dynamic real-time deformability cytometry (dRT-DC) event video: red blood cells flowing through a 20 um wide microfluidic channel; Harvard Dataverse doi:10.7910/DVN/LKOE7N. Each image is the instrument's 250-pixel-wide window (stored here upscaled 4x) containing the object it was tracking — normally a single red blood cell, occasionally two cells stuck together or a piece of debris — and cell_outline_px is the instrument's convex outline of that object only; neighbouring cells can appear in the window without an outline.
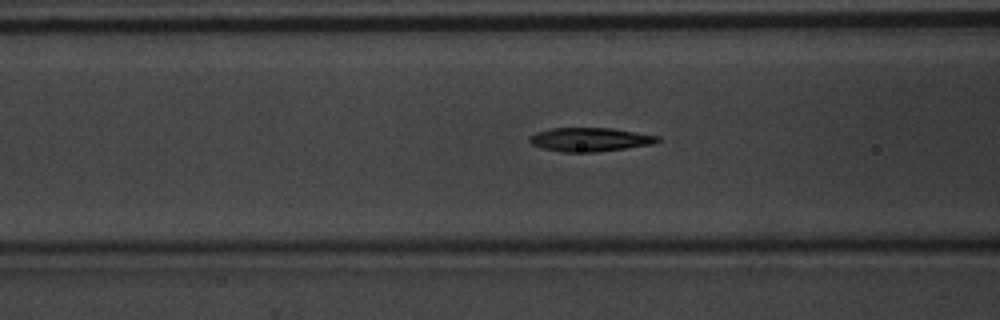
{"species": "common noctule bat (a hibernating species)", "species_latin": "Nyctalus noctula", "temperature_condition": "warm", "stored_images_in_passage": 37, "camera_frame_rate_fps": 3000, "um_per_image_px": 0.085, "animal": {"sex": "male", "body_mass_g": 20.1, "forearm_length_mm": 53.5}, "frame": {"image": 1, "passage_image": 6, "time_ms": 1.667, "image_size_px": [1000, 320], "cell_outline_px": [[660, 140], [652, 144], [596, 152], [564, 152], [540, 148], [532, 144], [528, 140], [528, 136], [536, 132], [552, 128], [612, 128], [660, 136]], "centroid_in_image_um": [50.1, 11.85], "position_along_channel_um": 116.5, "area_um2": 17.74}}
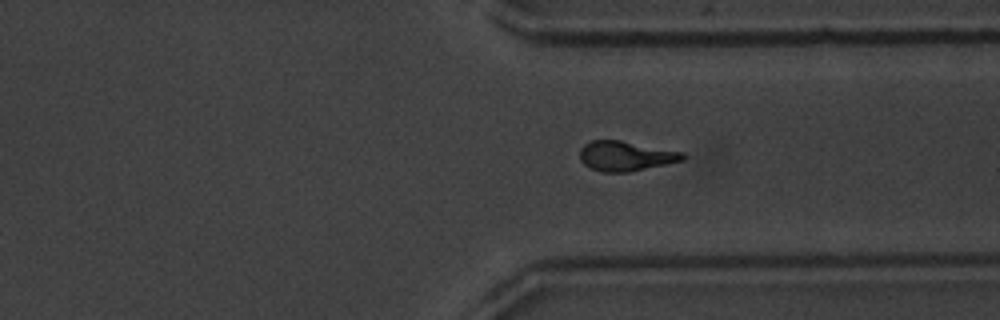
{"frame": {"image": 2, "passage_image": 25, "time_ms": 8.0, "image_size_px": [1000, 320], "cell_outline_px": [[684, 160], [628, 172], [604, 172], [592, 168], [584, 164], [580, 160], [580, 148], [584, 144], [592, 140], [620, 140], [684, 152]], "centroid_in_image_um": [53.16, 13.25], "position_along_channel_um": 358.2, "area_um2": 17.74}}
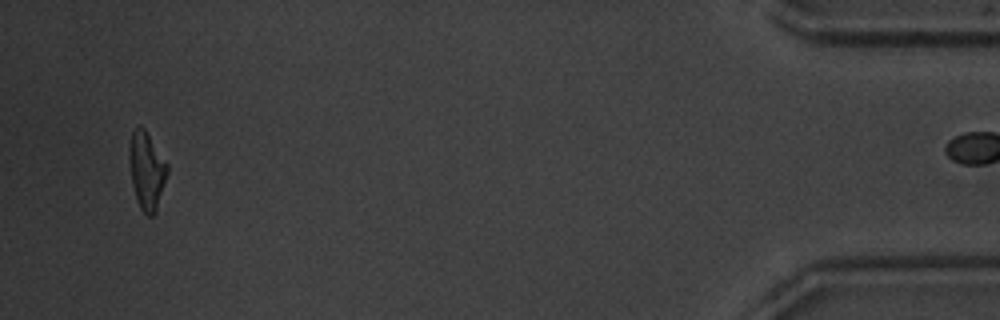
{"frame": {"image": 3, "passage_image": 36, "time_ms": 11.667, "image_size_px": [1000, 320], "cell_outline_px": [[168, 172], [156, 212], [152, 216], [148, 216], [140, 208], [136, 200], [132, 184], [128, 156], [128, 148], [132, 132], [136, 124], [140, 124], [144, 128], [168, 164]], "centroid_in_image_um": [12.45, 14.47], "position_along_channel_um": 422.8, "area_um2": 17.4}}